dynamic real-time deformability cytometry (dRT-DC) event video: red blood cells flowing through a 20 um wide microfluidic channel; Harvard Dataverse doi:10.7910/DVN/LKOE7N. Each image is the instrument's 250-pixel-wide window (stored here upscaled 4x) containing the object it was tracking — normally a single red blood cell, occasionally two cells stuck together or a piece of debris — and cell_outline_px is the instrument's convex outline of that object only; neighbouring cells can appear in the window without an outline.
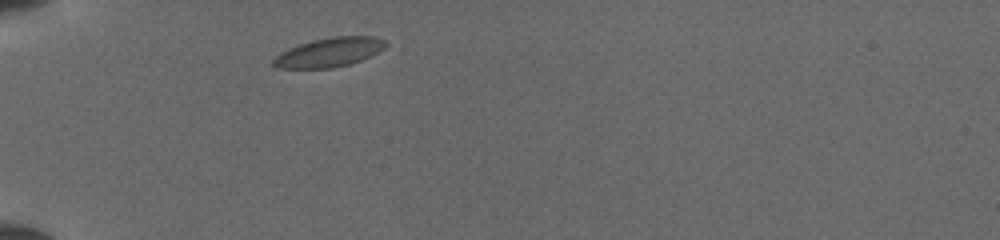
{"species": "common noctule bat (a hibernating species)", "species_latin": "Nyctalus noctula", "temperature_condition": "cold", "stored_images_in_passage": 8, "camera_frame_rate_fps": 3000, "um_per_image_px": 0.085, "animal": {"sex": "female", "body_mass_g": 19.5, "forearm_length_mm": 54.1}, "frame": {"image": 1, "passage_image": 1, "time_ms": 0.0, "image_size_px": [1000, 240], "cell_outline_px": [[388, 44], [384, 48], [360, 60], [348, 64], [332, 68], [276, 68], [272, 64], [272, 60], [280, 52], [288, 48], [312, 40], [332, 36], [376, 36], [384, 40]], "centroid_in_image_um": [27.95, 4.44], "position_along_channel_um": 57.0, "area_um2": 19.02}}